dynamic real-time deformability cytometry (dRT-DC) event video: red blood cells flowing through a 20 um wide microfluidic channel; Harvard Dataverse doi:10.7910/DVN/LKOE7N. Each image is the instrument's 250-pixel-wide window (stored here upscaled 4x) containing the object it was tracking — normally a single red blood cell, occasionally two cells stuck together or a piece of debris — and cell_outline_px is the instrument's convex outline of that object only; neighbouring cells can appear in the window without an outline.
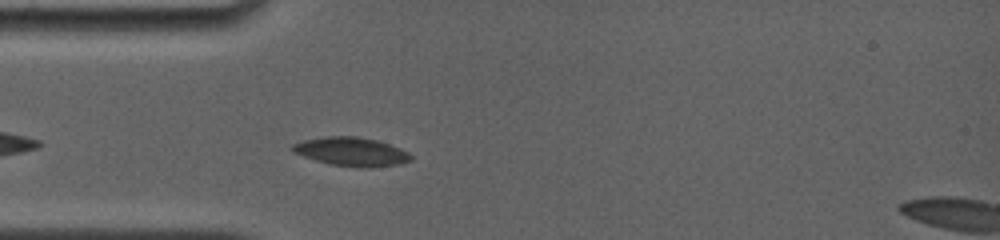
{"species": "common noctule bat (a hibernating species)", "species_latin": "Nyctalus noctula", "temperature_condition": "room temperature", "stored_images_in_passage": 8, "camera_frame_rate_fps": 4000, "um_per_image_px": 0.085, "animal": {"sex": "female", "body_mass_g": 19.0, "forearm_length_mm": 56.7}, "frame": {"image": 1, "passage_image": 2, "time_ms": 0.75, "image_size_px": [1000, 240], "cell_outline_px": [[412, 160], [396, 164], [364, 168], [332, 164], [316, 160], [304, 156], [296, 152], [292, 148], [292, 144], [304, 140], [324, 136], [356, 136], [376, 140], [400, 148], [408, 152], [412, 156]], "centroid_in_image_um": [29.88, 12.88], "position_along_channel_um": 55.1, "area_um2": 19.42}}
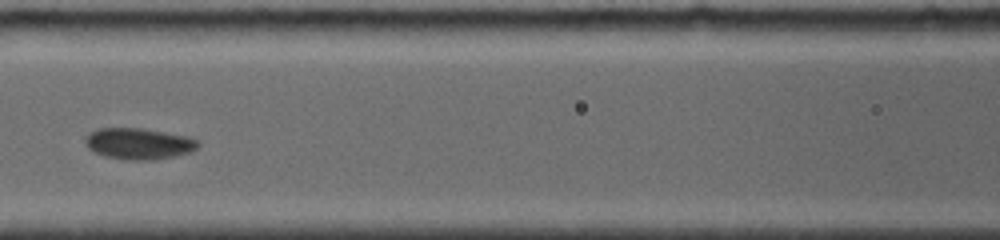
{"frame": {"image": 2, "passage_image": 5, "time_ms": 3.5, "image_size_px": [1000, 240], "cell_outline_px": [[200, 144], [196, 148], [188, 152], [172, 156], [152, 160], [128, 160], [108, 156], [96, 152], [88, 148], [84, 144], [84, 140], [88, 132], [96, 128], [140, 128], [188, 136], [196, 140]], "centroid_in_image_um": [11.74, 12.19], "position_along_channel_um": 154.9, "area_um2": 20.35}}
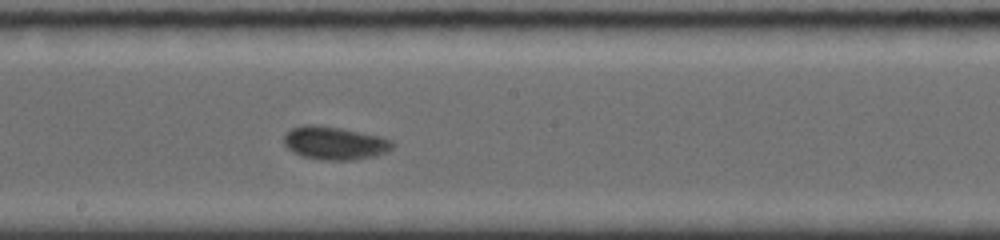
{"frame": {"image": 3, "passage_image": 7, "time_ms": 5.25, "image_size_px": [1000, 240], "cell_outline_px": [[396, 144], [388, 152], [372, 156], [352, 160], [324, 160], [304, 156], [292, 152], [284, 144], [284, 136], [292, 128], [304, 124], [316, 124], [340, 128], [380, 136], [392, 140]], "centroid_in_image_um": [28.46, 12.15], "position_along_channel_um": 219.7, "area_um2": 20.92}}